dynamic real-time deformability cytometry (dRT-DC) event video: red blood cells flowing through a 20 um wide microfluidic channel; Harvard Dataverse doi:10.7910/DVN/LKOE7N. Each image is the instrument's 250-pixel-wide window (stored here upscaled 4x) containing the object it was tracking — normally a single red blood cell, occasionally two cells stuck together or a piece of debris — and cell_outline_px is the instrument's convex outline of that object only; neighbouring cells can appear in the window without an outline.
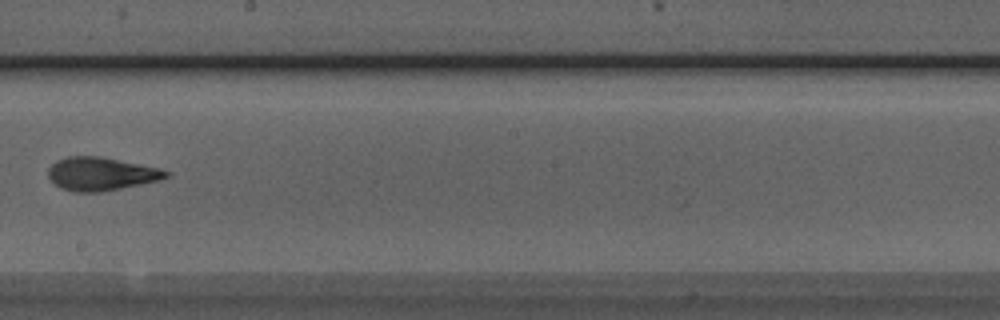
{"species": "Egyptian fruit bat (a non-hibernating species)", "species_latin": "Rousettus aegyptiacus", "temperature_condition": "room temperature", "stored_images_in_passage": 7, "camera_frame_rate_fps": 3000, "um_per_image_px": 0.085, "animal": {"sex": "male"}, "frame": {"image": 1, "passage_image": 7, "time_ms": 2.0, "image_size_px": [1000, 320], "cell_outline_px": [[172, 176], [160, 180], [100, 192], [76, 192], [60, 188], [48, 176], [48, 168], [56, 160], [68, 156], [100, 156], [160, 168], [172, 172]], "centroid_in_image_um": [8.62, 14.77], "position_along_channel_um": 239.6, "area_um2": 22.89}}